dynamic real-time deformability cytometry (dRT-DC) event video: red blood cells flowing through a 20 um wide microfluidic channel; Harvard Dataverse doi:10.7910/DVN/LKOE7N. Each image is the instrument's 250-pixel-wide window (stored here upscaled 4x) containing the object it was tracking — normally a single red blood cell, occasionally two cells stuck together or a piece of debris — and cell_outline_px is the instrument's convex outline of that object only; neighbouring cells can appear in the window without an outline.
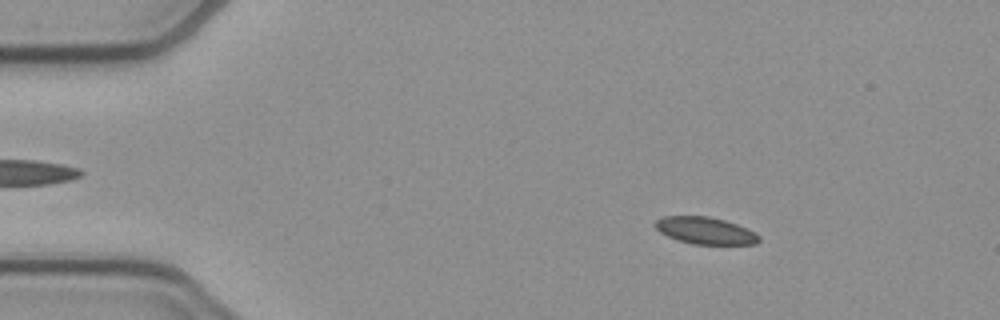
{"species": "common noctule bat (a hibernating species)", "species_latin": "Nyctalus noctula", "temperature_condition": "cold", "stored_images_in_passage": 53, "camera_frame_rate_fps": 3000, "um_per_image_px": 0.085, "animal": {"sex": "female", "body_mass_g": 21.9}, "frame": {"image": 1, "passage_image": 8, "time_ms": 2.333, "image_size_px": [1000, 320], "cell_outline_px": [[760, 240], [756, 244], [692, 244], [676, 240], [660, 232], [652, 224], [656, 220], [664, 216], [708, 216], [724, 220], [748, 228], [756, 232], [760, 236]], "centroid_in_image_um": [59.95, 19.6], "position_along_channel_um": 25.1, "area_um2": 16.47}}
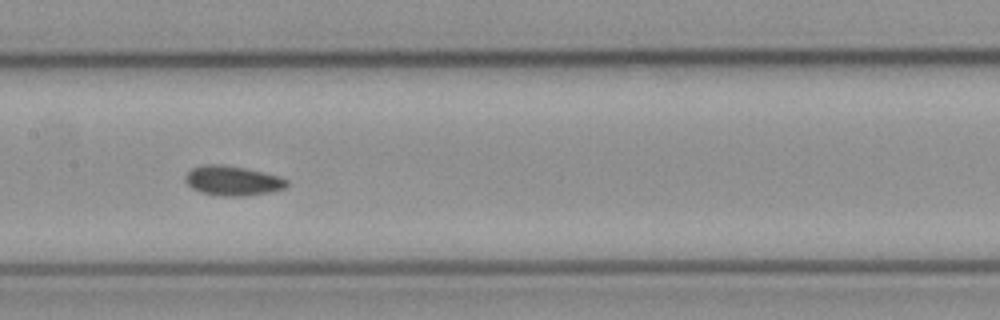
{"frame": {"image": 2, "passage_image": 26, "time_ms": 8.333, "image_size_px": [1000, 320], "cell_outline_px": [[288, 184], [284, 188], [272, 192], [244, 196], [224, 196], [200, 192], [192, 188], [184, 180], [184, 176], [192, 168], [204, 164], [220, 164], [244, 168], [264, 172], [280, 176], [288, 180]], "centroid_in_image_um": [19.78, 15.36], "position_along_channel_um": 187.6, "area_um2": 17.63}}
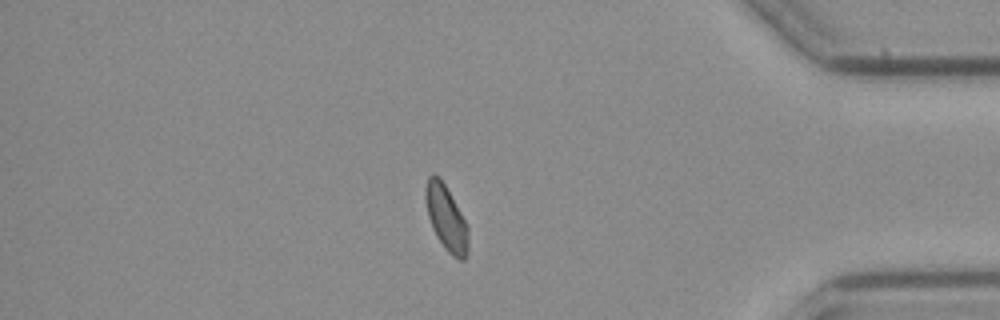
{"frame": {"image": 3, "passage_image": 45, "time_ms": 14.667, "image_size_px": [1000, 320], "cell_outline_px": [[468, 252], [464, 260], [460, 260], [452, 256], [444, 248], [436, 236], [432, 228], [428, 216], [424, 200], [424, 188], [428, 176], [432, 172], [440, 176], [460, 212], [468, 228]], "centroid_in_image_um": [37.89, 18.51], "position_along_channel_um": 397.3, "area_um2": 16.42}, "authors_computed_cell_mechanics": {"area_um2": 16.8776, "velocity_mm_per_s": 3.8562, "shape_relaxation_time_tau1_ms": null, "shape_relaxation_time_tau2_ms": 3.0212, "deformation_change_tau1": null, "deformation_change_tau2": 0.0588}}